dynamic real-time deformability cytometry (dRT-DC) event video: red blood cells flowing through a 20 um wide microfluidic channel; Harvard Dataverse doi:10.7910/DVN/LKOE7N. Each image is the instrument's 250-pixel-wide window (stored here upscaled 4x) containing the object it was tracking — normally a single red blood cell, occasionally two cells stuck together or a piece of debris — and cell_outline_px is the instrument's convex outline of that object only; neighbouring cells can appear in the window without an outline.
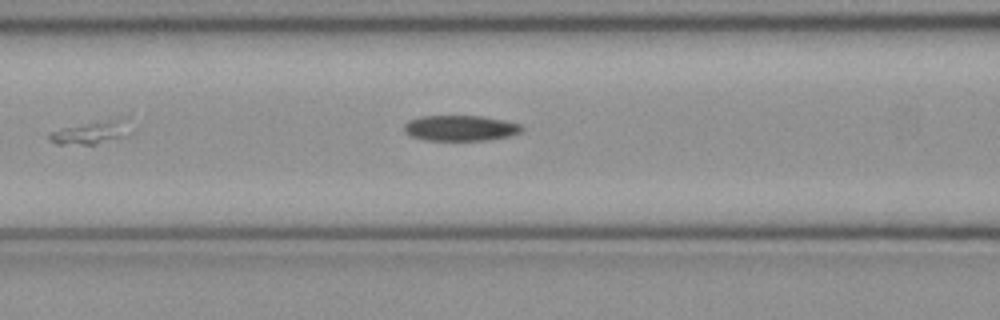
{"species": "common noctule bat (a hibernating species)", "species_latin": "Nyctalus noctula", "temperature_condition": "cold", "stored_images_in_passage": 48, "camera_frame_rate_fps": 3000, "um_per_image_px": 0.085, "animal": {"sex": "female", "body_mass_g": 21.9}, "frame": {"image": 1, "passage_image": 13, "time_ms": 4.0, "image_size_px": [1000, 320], "cell_outline_px": [[524, 128], [520, 132], [508, 136], [488, 140], [424, 140], [412, 136], [404, 132], [404, 124], [408, 120], [420, 116], [484, 116], [504, 120], [520, 124]], "centroid_in_image_um": [39.11, 10.88], "position_along_channel_um": 127.5, "area_um2": 17.57}}
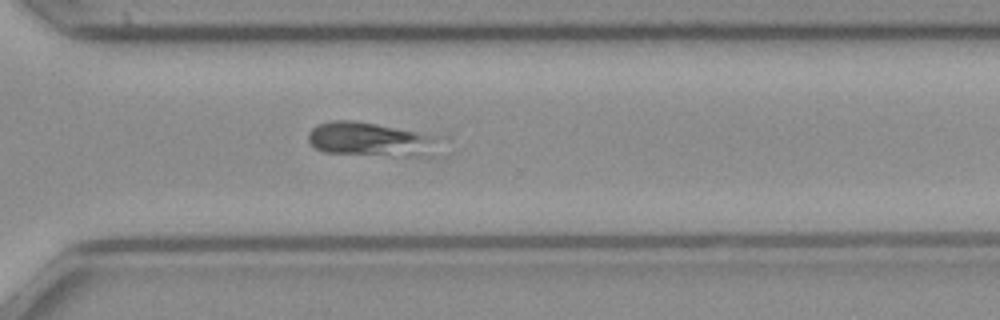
{"frame": {"image": 2, "passage_image": 29, "time_ms": 9.333, "image_size_px": [1000, 320], "cell_outline_px": [[452, 136], [448, 140], [416, 156], [392, 156], [324, 152], [316, 148], [308, 140], [308, 132], [316, 124], [328, 120], [356, 120]], "centroid_in_image_um": [31.6, 11.8], "position_along_channel_um": 339.0, "area_um2": 26.88}}
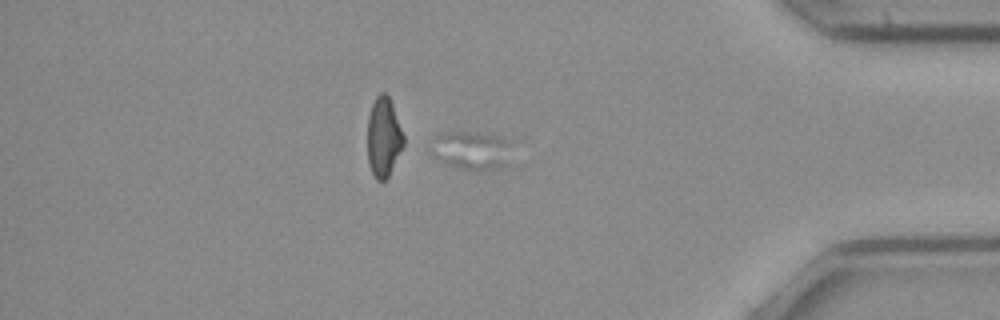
{"frame": {"image": 3, "passage_image": 37, "time_ms": 12.0, "image_size_px": [1000, 320], "cell_outline_px": [[508, 164], [500, 168], [480, 172], [476, 172], [444, 164], [436, 156], [436, 136], [444, 132], [480, 132], [496, 136], [508, 140]], "centroid_in_image_um": [40.14, 12.82], "position_along_channel_um": 395.1, "area_um2": 17.69}}